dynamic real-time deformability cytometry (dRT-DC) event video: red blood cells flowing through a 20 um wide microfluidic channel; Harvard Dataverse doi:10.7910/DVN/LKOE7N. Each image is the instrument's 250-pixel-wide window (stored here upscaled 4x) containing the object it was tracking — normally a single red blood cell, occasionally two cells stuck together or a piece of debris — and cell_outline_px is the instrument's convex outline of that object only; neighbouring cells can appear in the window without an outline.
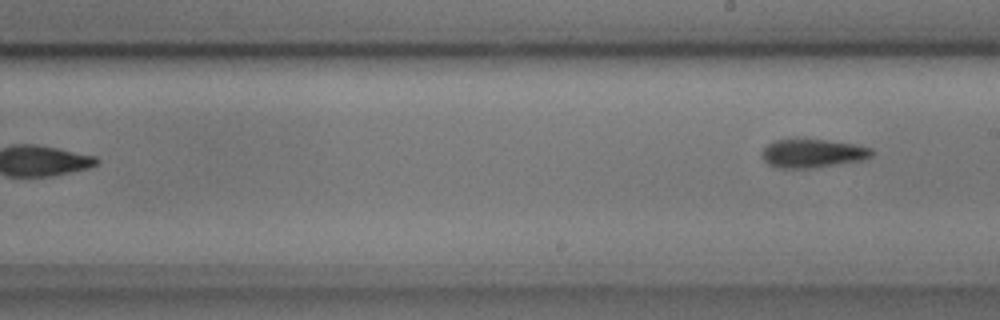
{"species": "common noctule bat (a hibernating species)", "species_latin": "Nyctalus noctula", "temperature_condition": "cold", "stored_images_in_passage": 9, "camera_frame_rate_fps": 3000, "um_per_image_px": 0.085, "animal": {"sex": "male", "body_mass_g": 17.9, "forearm_length_mm": 54.2}, "frame": {"image": 1, "passage_image": 9, "time_ms": 2.667, "image_size_px": [1000, 320], "cell_outline_px": [[872, 156], [860, 160], [812, 168], [776, 168], [768, 164], [764, 160], [764, 148], [768, 144], [776, 140], [796, 136], [856, 144], [872, 148]], "centroid_in_image_um": [69.04, 12.99], "position_along_channel_um": 220.0, "area_um2": 18.61}}